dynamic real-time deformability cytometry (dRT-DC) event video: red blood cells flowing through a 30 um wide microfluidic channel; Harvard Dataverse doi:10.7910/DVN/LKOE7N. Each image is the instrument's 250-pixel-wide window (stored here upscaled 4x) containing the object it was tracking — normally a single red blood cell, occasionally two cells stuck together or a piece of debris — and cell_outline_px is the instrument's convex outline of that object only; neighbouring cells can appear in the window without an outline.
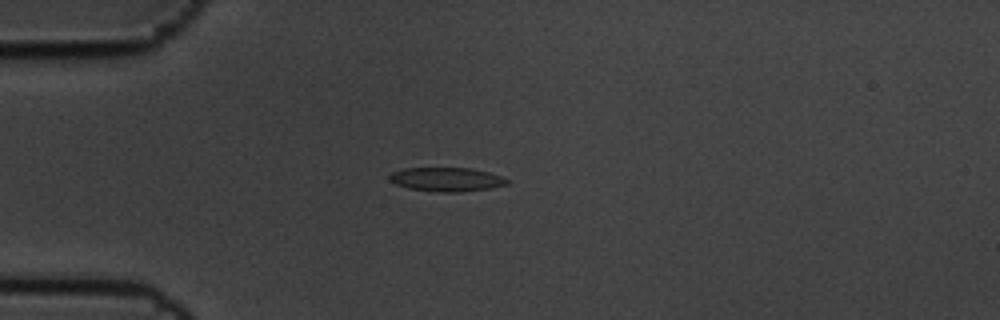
{"species": "common noctule bat (a hibernating species)", "species_latin": "Nyctalus noctula", "temperature_condition": "cold", "stored_images_in_passage": 6, "camera_frame_rate_fps": 3000, "um_per_image_px": 0.085, "animal": {"sex": "male", "body_mass_g": 19.5, "forearm_length_mm": 54.6}, "frame": {"image": 1, "passage_image": 3, "time_ms": 0.667, "image_size_px": [1000, 320], "cell_outline_px": [[508, 184], [492, 188], [460, 192], [440, 192], [408, 188], [396, 184], [388, 180], [388, 176], [392, 172], [404, 168], [468, 168], [488, 172], [500, 176], [508, 180]], "centroid_in_image_um": [37.93, 15.25], "position_along_channel_um": 47.1, "area_um2": 16.36}}
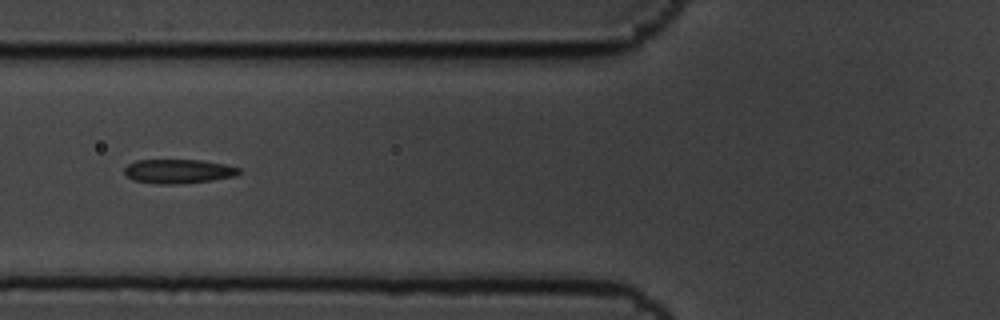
{"frame": {"image": 2, "passage_image": 5, "time_ms": 1.333, "image_size_px": [1000, 320], "cell_outline_px": [[244, 172], [236, 176], [212, 180], [172, 184], [160, 184], [132, 180], [124, 172], [124, 168], [128, 164], [136, 160], [200, 160], [224, 164], [240, 168]], "centroid_in_image_um": [15.19, 14.55], "position_along_channel_um": 110.6, "area_um2": 16.13}}
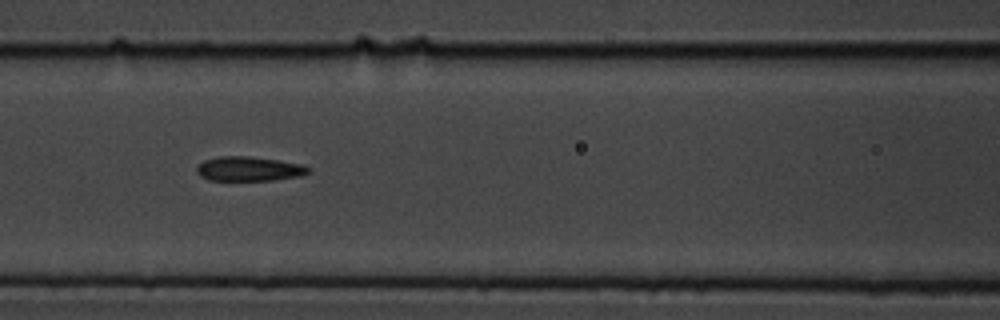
{"frame": {"image": 3, "passage_image": 6, "time_ms": 1.667, "image_size_px": [1000, 320], "cell_outline_px": [[312, 172], [300, 176], [272, 180], [208, 180], [200, 176], [196, 172], [196, 168], [204, 160], [220, 156], [248, 156], [276, 160], [300, 164], [312, 168]], "centroid_in_image_um": [21.17, 14.35], "position_along_channel_um": 145.4, "area_um2": 15.9}}